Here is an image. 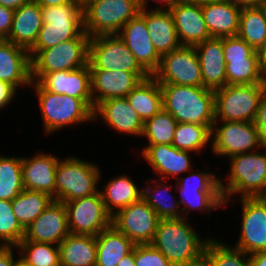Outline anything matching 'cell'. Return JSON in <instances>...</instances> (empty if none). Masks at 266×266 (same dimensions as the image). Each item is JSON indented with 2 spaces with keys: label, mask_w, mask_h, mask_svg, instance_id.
I'll use <instances>...</instances> for the list:
<instances>
[{
  "label": "cell",
  "mask_w": 266,
  "mask_h": 266,
  "mask_svg": "<svg viewBox=\"0 0 266 266\" xmlns=\"http://www.w3.org/2000/svg\"><path fill=\"white\" fill-rule=\"evenodd\" d=\"M163 109L178 123L206 125L215 122L214 90L206 87L161 83Z\"/></svg>",
  "instance_id": "cell-1"
},
{
  "label": "cell",
  "mask_w": 266,
  "mask_h": 266,
  "mask_svg": "<svg viewBox=\"0 0 266 266\" xmlns=\"http://www.w3.org/2000/svg\"><path fill=\"white\" fill-rule=\"evenodd\" d=\"M210 238L202 239L186 218L160 219L150 244L173 266H181L200 259Z\"/></svg>",
  "instance_id": "cell-2"
},
{
  "label": "cell",
  "mask_w": 266,
  "mask_h": 266,
  "mask_svg": "<svg viewBox=\"0 0 266 266\" xmlns=\"http://www.w3.org/2000/svg\"><path fill=\"white\" fill-rule=\"evenodd\" d=\"M263 149L266 150V145ZM260 150L262 148L229 158L231 167L226 177L227 185L219 180L223 204L236 194H240L241 198L266 197V152H258Z\"/></svg>",
  "instance_id": "cell-3"
},
{
  "label": "cell",
  "mask_w": 266,
  "mask_h": 266,
  "mask_svg": "<svg viewBox=\"0 0 266 266\" xmlns=\"http://www.w3.org/2000/svg\"><path fill=\"white\" fill-rule=\"evenodd\" d=\"M43 24L29 50L32 59L40 50L77 38L83 31V8L76 3L41 7Z\"/></svg>",
  "instance_id": "cell-4"
},
{
  "label": "cell",
  "mask_w": 266,
  "mask_h": 266,
  "mask_svg": "<svg viewBox=\"0 0 266 266\" xmlns=\"http://www.w3.org/2000/svg\"><path fill=\"white\" fill-rule=\"evenodd\" d=\"M148 0H93L83 8L84 32L91 38L117 34Z\"/></svg>",
  "instance_id": "cell-5"
},
{
  "label": "cell",
  "mask_w": 266,
  "mask_h": 266,
  "mask_svg": "<svg viewBox=\"0 0 266 266\" xmlns=\"http://www.w3.org/2000/svg\"><path fill=\"white\" fill-rule=\"evenodd\" d=\"M38 96L44 130L48 134L67 125L94 121L93 111L81 100L45 90L37 81H32Z\"/></svg>",
  "instance_id": "cell-6"
},
{
  "label": "cell",
  "mask_w": 266,
  "mask_h": 266,
  "mask_svg": "<svg viewBox=\"0 0 266 266\" xmlns=\"http://www.w3.org/2000/svg\"><path fill=\"white\" fill-rule=\"evenodd\" d=\"M100 174L95 163L73 156L60 159L56 167V200L67 202L97 193Z\"/></svg>",
  "instance_id": "cell-7"
},
{
  "label": "cell",
  "mask_w": 266,
  "mask_h": 266,
  "mask_svg": "<svg viewBox=\"0 0 266 266\" xmlns=\"http://www.w3.org/2000/svg\"><path fill=\"white\" fill-rule=\"evenodd\" d=\"M266 83L226 85L214 90L215 121L253 122Z\"/></svg>",
  "instance_id": "cell-8"
},
{
  "label": "cell",
  "mask_w": 266,
  "mask_h": 266,
  "mask_svg": "<svg viewBox=\"0 0 266 266\" xmlns=\"http://www.w3.org/2000/svg\"><path fill=\"white\" fill-rule=\"evenodd\" d=\"M90 37L83 31L77 38L40 50L31 59V79L37 81L43 74L71 71L88 64Z\"/></svg>",
  "instance_id": "cell-9"
},
{
  "label": "cell",
  "mask_w": 266,
  "mask_h": 266,
  "mask_svg": "<svg viewBox=\"0 0 266 266\" xmlns=\"http://www.w3.org/2000/svg\"><path fill=\"white\" fill-rule=\"evenodd\" d=\"M218 122H222L221 127L217 126ZM211 132V149L216 156L230 158L248 151L254 152L265 145L254 122L215 121Z\"/></svg>",
  "instance_id": "cell-10"
},
{
  "label": "cell",
  "mask_w": 266,
  "mask_h": 266,
  "mask_svg": "<svg viewBox=\"0 0 266 266\" xmlns=\"http://www.w3.org/2000/svg\"><path fill=\"white\" fill-rule=\"evenodd\" d=\"M90 69L146 72L117 34L91 37L88 44Z\"/></svg>",
  "instance_id": "cell-11"
},
{
  "label": "cell",
  "mask_w": 266,
  "mask_h": 266,
  "mask_svg": "<svg viewBox=\"0 0 266 266\" xmlns=\"http://www.w3.org/2000/svg\"><path fill=\"white\" fill-rule=\"evenodd\" d=\"M159 84L203 86L201 65L196 49L181 45L161 57L158 70L152 75Z\"/></svg>",
  "instance_id": "cell-12"
},
{
  "label": "cell",
  "mask_w": 266,
  "mask_h": 266,
  "mask_svg": "<svg viewBox=\"0 0 266 266\" xmlns=\"http://www.w3.org/2000/svg\"><path fill=\"white\" fill-rule=\"evenodd\" d=\"M67 209L68 229L71 234L97 236L112 225L99 191L91 196L63 202Z\"/></svg>",
  "instance_id": "cell-13"
},
{
  "label": "cell",
  "mask_w": 266,
  "mask_h": 266,
  "mask_svg": "<svg viewBox=\"0 0 266 266\" xmlns=\"http://www.w3.org/2000/svg\"><path fill=\"white\" fill-rule=\"evenodd\" d=\"M159 221V216L142 197L112 216V225L135 245L150 244Z\"/></svg>",
  "instance_id": "cell-14"
},
{
  "label": "cell",
  "mask_w": 266,
  "mask_h": 266,
  "mask_svg": "<svg viewBox=\"0 0 266 266\" xmlns=\"http://www.w3.org/2000/svg\"><path fill=\"white\" fill-rule=\"evenodd\" d=\"M240 199L241 234L234 248L248 255L266 251V197Z\"/></svg>",
  "instance_id": "cell-15"
},
{
  "label": "cell",
  "mask_w": 266,
  "mask_h": 266,
  "mask_svg": "<svg viewBox=\"0 0 266 266\" xmlns=\"http://www.w3.org/2000/svg\"><path fill=\"white\" fill-rule=\"evenodd\" d=\"M90 72L93 112L102 101L126 97L141 80L150 76L147 72L107 71L105 69H90Z\"/></svg>",
  "instance_id": "cell-16"
},
{
  "label": "cell",
  "mask_w": 266,
  "mask_h": 266,
  "mask_svg": "<svg viewBox=\"0 0 266 266\" xmlns=\"http://www.w3.org/2000/svg\"><path fill=\"white\" fill-rule=\"evenodd\" d=\"M69 233L65 204L62 201L52 200L25 229L22 240L59 245Z\"/></svg>",
  "instance_id": "cell-17"
},
{
  "label": "cell",
  "mask_w": 266,
  "mask_h": 266,
  "mask_svg": "<svg viewBox=\"0 0 266 266\" xmlns=\"http://www.w3.org/2000/svg\"><path fill=\"white\" fill-rule=\"evenodd\" d=\"M117 35L134 54L139 65L152 76L158 70L162 56L150 39L145 19L138 14L127 22Z\"/></svg>",
  "instance_id": "cell-18"
},
{
  "label": "cell",
  "mask_w": 266,
  "mask_h": 266,
  "mask_svg": "<svg viewBox=\"0 0 266 266\" xmlns=\"http://www.w3.org/2000/svg\"><path fill=\"white\" fill-rule=\"evenodd\" d=\"M37 82L49 92L81 99L93 111L89 64L71 71L45 73Z\"/></svg>",
  "instance_id": "cell-19"
},
{
  "label": "cell",
  "mask_w": 266,
  "mask_h": 266,
  "mask_svg": "<svg viewBox=\"0 0 266 266\" xmlns=\"http://www.w3.org/2000/svg\"><path fill=\"white\" fill-rule=\"evenodd\" d=\"M181 45L195 47L210 38L204 21L201 3L180 0L168 7Z\"/></svg>",
  "instance_id": "cell-20"
},
{
  "label": "cell",
  "mask_w": 266,
  "mask_h": 266,
  "mask_svg": "<svg viewBox=\"0 0 266 266\" xmlns=\"http://www.w3.org/2000/svg\"><path fill=\"white\" fill-rule=\"evenodd\" d=\"M59 158L55 155L37 153L22 157V174L24 189L48 194L56 200V167Z\"/></svg>",
  "instance_id": "cell-21"
},
{
  "label": "cell",
  "mask_w": 266,
  "mask_h": 266,
  "mask_svg": "<svg viewBox=\"0 0 266 266\" xmlns=\"http://www.w3.org/2000/svg\"><path fill=\"white\" fill-rule=\"evenodd\" d=\"M141 152L163 182L170 176L173 178L192 169L190 151L178 150L173 145H147Z\"/></svg>",
  "instance_id": "cell-22"
},
{
  "label": "cell",
  "mask_w": 266,
  "mask_h": 266,
  "mask_svg": "<svg viewBox=\"0 0 266 266\" xmlns=\"http://www.w3.org/2000/svg\"><path fill=\"white\" fill-rule=\"evenodd\" d=\"M94 120L101 117L112 129L129 135L142 136L144 122L130 106L126 97L102 101L93 112Z\"/></svg>",
  "instance_id": "cell-23"
},
{
  "label": "cell",
  "mask_w": 266,
  "mask_h": 266,
  "mask_svg": "<svg viewBox=\"0 0 266 266\" xmlns=\"http://www.w3.org/2000/svg\"><path fill=\"white\" fill-rule=\"evenodd\" d=\"M139 14L145 19L150 39L161 56L181 46L173 16L167 7L147 10L142 6Z\"/></svg>",
  "instance_id": "cell-24"
},
{
  "label": "cell",
  "mask_w": 266,
  "mask_h": 266,
  "mask_svg": "<svg viewBox=\"0 0 266 266\" xmlns=\"http://www.w3.org/2000/svg\"><path fill=\"white\" fill-rule=\"evenodd\" d=\"M194 48L200 60L203 87L216 90L226 86L223 38L210 37Z\"/></svg>",
  "instance_id": "cell-25"
},
{
  "label": "cell",
  "mask_w": 266,
  "mask_h": 266,
  "mask_svg": "<svg viewBox=\"0 0 266 266\" xmlns=\"http://www.w3.org/2000/svg\"><path fill=\"white\" fill-rule=\"evenodd\" d=\"M0 80L16 89L32 82L29 51L5 39L0 41Z\"/></svg>",
  "instance_id": "cell-26"
},
{
  "label": "cell",
  "mask_w": 266,
  "mask_h": 266,
  "mask_svg": "<svg viewBox=\"0 0 266 266\" xmlns=\"http://www.w3.org/2000/svg\"><path fill=\"white\" fill-rule=\"evenodd\" d=\"M241 7L230 0L201 3L204 21L211 37H230L238 34Z\"/></svg>",
  "instance_id": "cell-27"
},
{
  "label": "cell",
  "mask_w": 266,
  "mask_h": 266,
  "mask_svg": "<svg viewBox=\"0 0 266 266\" xmlns=\"http://www.w3.org/2000/svg\"><path fill=\"white\" fill-rule=\"evenodd\" d=\"M42 24L41 6L31 0L14 10L11 31L5 40L29 51L38 38Z\"/></svg>",
  "instance_id": "cell-28"
},
{
  "label": "cell",
  "mask_w": 266,
  "mask_h": 266,
  "mask_svg": "<svg viewBox=\"0 0 266 266\" xmlns=\"http://www.w3.org/2000/svg\"><path fill=\"white\" fill-rule=\"evenodd\" d=\"M58 246L61 266H95L96 236L69 233Z\"/></svg>",
  "instance_id": "cell-29"
},
{
  "label": "cell",
  "mask_w": 266,
  "mask_h": 266,
  "mask_svg": "<svg viewBox=\"0 0 266 266\" xmlns=\"http://www.w3.org/2000/svg\"><path fill=\"white\" fill-rule=\"evenodd\" d=\"M95 266H117L118 262L131 253L135 244L113 225L96 236Z\"/></svg>",
  "instance_id": "cell-30"
},
{
  "label": "cell",
  "mask_w": 266,
  "mask_h": 266,
  "mask_svg": "<svg viewBox=\"0 0 266 266\" xmlns=\"http://www.w3.org/2000/svg\"><path fill=\"white\" fill-rule=\"evenodd\" d=\"M126 99L143 122L163 109L161 87L153 76L141 80Z\"/></svg>",
  "instance_id": "cell-31"
},
{
  "label": "cell",
  "mask_w": 266,
  "mask_h": 266,
  "mask_svg": "<svg viewBox=\"0 0 266 266\" xmlns=\"http://www.w3.org/2000/svg\"><path fill=\"white\" fill-rule=\"evenodd\" d=\"M107 212L113 216L119 210L127 207L142 197V188L139 189L134 180L127 175H120L110 179L103 191L99 190Z\"/></svg>",
  "instance_id": "cell-32"
},
{
  "label": "cell",
  "mask_w": 266,
  "mask_h": 266,
  "mask_svg": "<svg viewBox=\"0 0 266 266\" xmlns=\"http://www.w3.org/2000/svg\"><path fill=\"white\" fill-rule=\"evenodd\" d=\"M52 200L46 193L24 189L12 200V209L21 226L26 229Z\"/></svg>",
  "instance_id": "cell-33"
},
{
  "label": "cell",
  "mask_w": 266,
  "mask_h": 266,
  "mask_svg": "<svg viewBox=\"0 0 266 266\" xmlns=\"http://www.w3.org/2000/svg\"><path fill=\"white\" fill-rule=\"evenodd\" d=\"M237 35L255 50L261 47L266 40V15L260 6L241 9Z\"/></svg>",
  "instance_id": "cell-34"
},
{
  "label": "cell",
  "mask_w": 266,
  "mask_h": 266,
  "mask_svg": "<svg viewBox=\"0 0 266 266\" xmlns=\"http://www.w3.org/2000/svg\"><path fill=\"white\" fill-rule=\"evenodd\" d=\"M24 190L22 157L0 155V200H13Z\"/></svg>",
  "instance_id": "cell-35"
},
{
  "label": "cell",
  "mask_w": 266,
  "mask_h": 266,
  "mask_svg": "<svg viewBox=\"0 0 266 266\" xmlns=\"http://www.w3.org/2000/svg\"><path fill=\"white\" fill-rule=\"evenodd\" d=\"M151 180L152 182H155V185L153 187L150 186L148 188L147 187L142 188V198L146 201V203L156 212V214L159 216L160 219L182 218V214L180 213L182 212L180 211L181 209L180 202L177 200L176 201L171 200L170 202V200L167 199V196L171 197L172 194L169 193L171 190L170 189L171 186L168 185L165 186V184H162L161 182L159 183L157 179L156 180L151 179ZM170 199H174L173 196Z\"/></svg>",
  "instance_id": "cell-36"
},
{
  "label": "cell",
  "mask_w": 266,
  "mask_h": 266,
  "mask_svg": "<svg viewBox=\"0 0 266 266\" xmlns=\"http://www.w3.org/2000/svg\"><path fill=\"white\" fill-rule=\"evenodd\" d=\"M211 137V129L206 125L177 123L172 145L178 150L200 153Z\"/></svg>",
  "instance_id": "cell-37"
},
{
  "label": "cell",
  "mask_w": 266,
  "mask_h": 266,
  "mask_svg": "<svg viewBox=\"0 0 266 266\" xmlns=\"http://www.w3.org/2000/svg\"><path fill=\"white\" fill-rule=\"evenodd\" d=\"M227 85H250L266 83L259 59H238L226 63Z\"/></svg>",
  "instance_id": "cell-38"
},
{
  "label": "cell",
  "mask_w": 266,
  "mask_h": 266,
  "mask_svg": "<svg viewBox=\"0 0 266 266\" xmlns=\"http://www.w3.org/2000/svg\"><path fill=\"white\" fill-rule=\"evenodd\" d=\"M177 123L169 112L162 109L144 122L142 136L148 138V145H172Z\"/></svg>",
  "instance_id": "cell-39"
},
{
  "label": "cell",
  "mask_w": 266,
  "mask_h": 266,
  "mask_svg": "<svg viewBox=\"0 0 266 266\" xmlns=\"http://www.w3.org/2000/svg\"><path fill=\"white\" fill-rule=\"evenodd\" d=\"M203 256L210 266H252L248 254L214 238L207 242Z\"/></svg>",
  "instance_id": "cell-40"
},
{
  "label": "cell",
  "mask_w": 266,
  "mask_h": 266,
  "mask_svg": "<svg viewBox=\"0 0 266 266\" xmlns=\"http://www.w3.org/2000/svg\"><path fill=\"white\" fill-rule=\"evenodd\" d=\"M55 245L22 240L15 248L33 266H61L59 246Z\"/></svg>",
  "instance_id": "cell-41"
},
{
  "label": "cell",
  "mask_w": 266,
  "mask_h": 266,
  "mask_svg": "<svg viewBox=\"0 0 266 266\" xmlns=\"http://www.w3.org/2000/svg\"><path fill=\"white\" fill-rule=\"evenodd\" d=\"M177 191H180L181 195L180 206L184 205L181 208L182 218H186L185 212L193 209L209 213L224 205L220 191H196L191 189H178Z\"/></svg>",
  "instance_id": "cell-42"
},
{
  "label": "cell",
  "mask_w": 266,
  "mask_h": 266,
  "mask_svg": "<svg viewBox=\"0 0 266 266\" xmlns=\"http://www.w3.org/2000/svg\"><path fill=\"white\" fill-rule=\"evenodd\" d=\"M24 232L12 209V201L0 200V246L16 247L22 241Z\"/></svg>",
  "instance_id": "cell-43"
},
{
  "label": "cell",
  "mask_w": 266,
  "mask_h": 266,
  "mask_svg": "<svg viewBox=\"0 0 266 266\" xmlns=\"http://www.w3.org/2000/svg\"><path fill=\"white\" fill-rule=\"evenodd\" d=\"M189 176L179 177L175 187L177 189H191L196 191H220L219 180L215 172L200 171L199 173L191 170ZM213 173V174H212Z\"/></svg>",
  "instance_id": "cell-44"
},
{
  "label": "cell",
  "mask_w": 266,
  "mask_h": 266,
  "mask_svg": "<svg viewBox=\"0 0 266 266\" xmlns=\"http://www.w3.org/2000/svg\"><path fill=\"white\" fill-rule=\"evenodd\" d=\"M223 53L225 63L238 59H259L257 50L238 35L223 38Z\"/></svg>",
  "instance_id": "cell-45"
},
{
  "label": "cell",
  "mask_w": 266,
  "mask_h": 266,
  "mask_svg": "<svg viewBox=\"0 0 266 266\" xmlns=\"http://www.w3.org/2000/svg\"><path fill=\"white\" fill-rule=\"evenodd\" d=\"M135 266H173L169 260L151 244L135 245Z\"/></svg>",
  "instance_id": "cell-46"
},
{
  "label": "cell",
  "mask_w": 266,
  "mask_h": 266,
  "mask_svg": "<svg viewBox=\"0 0 266 266\" xmlns=\"http://www.w3.org/2000/svg\"><path fill=\"white\" fill-rule=\"evenodd\" d=\"M253 122L259 132L260 139L266 145V87L263 89Z\"/></svg>",
  "instance_id": "cell-47"
},
{
  "label": "cell",
  "mask_w": 266,
  "mask_h": 266,
  "mask_svg": "<svg viewBox=\"0 0 266 266\" xmlns=\"http://www.w3.org/2000/svg\"><path fill=\"white\" fill-rule=\"evenodd\" d=\"M14 10L0 5V37L6 39L12 27Z\"/></svg>",
  "instance_id": "cell-48"
},
{
  "label": "cell",
  "mask_w": 266,
  "mask_h": 266,
  "mask_svg": "<svg viewBox=\"0 0 266 266\" xmlns=\"http://www.w3.org/2000/svg\"><path fill=\"white\" fill-rule=\"evenodd\" d=\"M16 91L17 89L13 85L0 80V109H3L13 101Z\"/></svg>",
  "instance_id": "cell-49"
},
{
  "label": "cell",
  "mask_w": 266,
  "mask_h": 266,
  "mask_svg": "<svg viewBox=\"0 0 266 266\" xmlns=\"http://www.w3.org/2000/svg\"><path fill=\"white\" fill-rule=\"evenodd\" d=\"M13 247L0 246V266H13L14 251Z\"/></svg>",
  "instance_id": "cell-50"
},
{
  "label": "cell",
  "mask_w": 266,
  "mask_h": 266,
  "mask_svg": "<svg viewBox=\"0 0 266 266\" xmlns=\"http://www.w3.org/2000/svg\"><path fill=\"white\" fill-rule=\"evenodd\" d=\"M249 258L252 266H266V251L253 253Z\"/></svg>",
  "instance_id": "cell-51"
},
{
  "label": "cell",
  "mask_w": 266,
  "mask_h": 266,
  "mask_svg": "<svg viewBox=\"0 0 266 266\" xmlns=\"http://www.w3.org/2000/svg\"><path fill=\"white\" fill-rule=\"evenodd\" d=\"M30 1L31 0H0V5L16 10Z\"/></svg>",
  "instance_id": "cell-52"
},
{
  "label": "cell",
  "mask_w": 266,
  "mask_h": 266,
  "mask_svg": "<svg viewBox=\"0 0 266 266\" xmlns=\"http://www.w3.org/2000/svg\"><path fill=\"white\" fill-rule=\"evenodd\" d=\"M32 1L36 2L41 7L57 6V5L72 3V0H32Z\"/></svg>",
  "instance_id": "cell-53"
},
{
  "label": "cell",
  "mask_w": 266,
  "mask_h": 266,
  "mask_svg": "<svg viewBox=\"0 0 266 266\" xmlns=\"http://www.w3.org/2000/svg\"><path fill=\"white\" fill-rule=\"evenodd\" d=\"M234 2L237 6L244 7H259L261 6L263 0H230Z\"/></svg>",
  "instance_id": "cell-54"
},
{
  "label": "cell",
  "mask_w": 266,
  "mask_h": 266,
  "mask_svg": "<svg viewBox=\"0 0 266 266\" xmlns=\"http://www.w3.org/2000/svg\"><path fill=\"white\" fill-rule=\"evenodd\" d=\"M257 53H258L261 69L266 75V40L261 45V47L257 50Z\"/></svg>",
  "instance_id": "cell-55"
},
{
  "label": "cell",
  "mask_w": 266,
  "mask_h": 266,
  "mask_svg": "<svg viewBox=\"0 0 266 266\" xmlns=\"http://www.w3.org/2000/svg\"><path fill=\"white\" fill-rule=\"evenodd\" d=\"M117 266H135V246L133 251L123 257L117 264Z\"/></svg>",
  "instance_id": "cell-56"
},
{
  "label": "cell",
  "mask_w": 266,
  "mask_h": 266,
  "mask_svg": "<svg viewBox=\"0 0 266 266\" xmlns=\"http://www.w3.org/2000/svg\"><path fill=\"white\" fill-rule=\"evenodd\" d=\"M181 266H210V265L207 259L204 256H202L200 259H198L195 262L188 263L186 265H181Z\"/></svg>",
  "instance_id": "cell-57"
},
{
  "label": "cell",
  "mask_w": 266,
  "mask_h": 266,
  "mask_svg": "<svg viewBox=\"0 0 266 266\" xmlns=\"http://www.w3.org/2000/svg\"><path fill=\"white\" fill-rule=\"evenodd\" d=\"M13 266H33L32 264L28 263L22 256L19 258L14 259Z\"/></svg>",
  "instance_id": "cell-58"
},
{
  "label": "cell",
  "mask_w": 266,
  "mask_h": 266,
  "mask_svg": "<svg viewBox=\"0 0 266 266\" xmlns=\"http://www.w3.org/2000/svg\"><path fill=\"white\" fill-rule=\"evenodd\" d=\"M155 1L158 2V3L162 2L161 5H163V7L165 5L168 8L170 5H173V4H175L176 2H178L180 0H155Z\"/></svg>",
  "instance_id": "cell-59"
},
{
  "label": "cell",
  "mask_w": 266,
  "mask_h": 266,
  "mask_svg": "<svg viewBox=\"0 0 266 266\" xmlns=\"http://www.w3.org/2000/svg\"><path fill=\"white\" fill-rule=\"evenodd\" d=\"M91 1H93V0H72V2L76 3L81 8H84Z\"/></svg>",
  "instance_id": "cell-60"
},
{
  "label": "cell",
  "mask_w": 266,
  "mask_h": 266,
  "mask_svg": "<svg viewBox=\"0 0 266 266\" xmlns=\"http://www.w3.org/2000/svg\"><path fill=\"white\" fill-rule=\"evenodd\" d=\"M188 1L196 2V3H205V2L212 1V0H188Z\"/></svg>",
  "instance_id": "cell-61"
},
{
  "label": "cell",
  "mask_w": 266,
  "mask_h": 266,
  "mask_svg": "<svg viewBox=\"0 0 266 266\" xmlns=\"http://www.w3.org/2000/svg\"><path fill=\"white\" fill-rule=\"evenodd\" d=\"M260 7L264 10V13L266 15V0H263V2H262Z\"/></svg>",
  "instance_id": "cell-62"
}]
</instances>
